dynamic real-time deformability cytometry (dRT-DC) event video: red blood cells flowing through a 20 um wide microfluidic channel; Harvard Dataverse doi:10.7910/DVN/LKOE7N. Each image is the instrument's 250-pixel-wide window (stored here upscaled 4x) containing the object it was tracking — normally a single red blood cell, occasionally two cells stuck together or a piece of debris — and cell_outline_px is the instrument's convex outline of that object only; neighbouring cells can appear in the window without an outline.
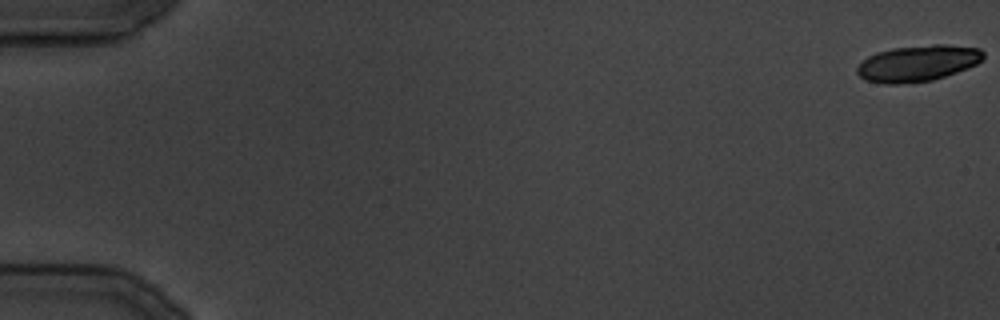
{"species": "common noctule bat (a hibernating species)", "species_latin": "Nyctalus noctula", "temperature_condition": "cold", "stored_images_in_passage": 33, "camera_frame_rate_fps": 3000, "um_per_image_px": 0.085, "animal": {"sex": "male", "body_mass_g": 19.5, "forearm_length_mm": 54.6}, "frame": {"image": 1, "passage_image": 1, "time_ms": 0.0, "image_size_px": [1000, 320], "cell_outline_px": [[984, 56], [976, 64], [956, 72], [932, 80], [900, 84], [884, 84], [864, 80], [856, 72], [856, 68], [868, 56], [876, 52], [892, 48], [932, 44], [944, 44], [980, 48], [984, 52]], "centroid_in_image_um": [77.98, 5.37], "position_along_channel_um": 7.0, "area_um2": 26.59}}
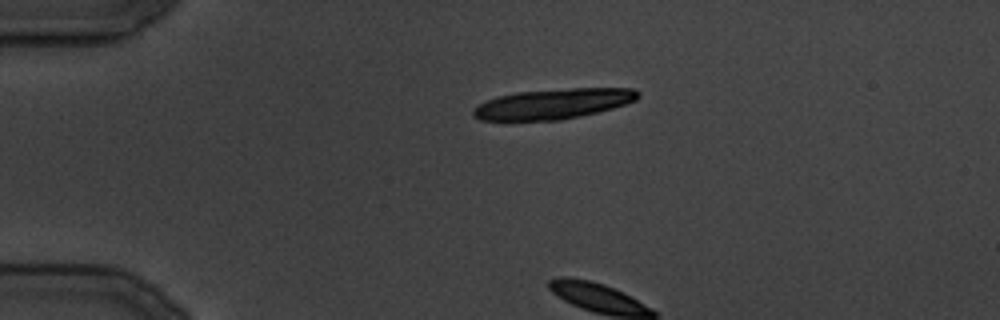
{"frame": {"image": 2, "passage_image": 30, "time_ms": 9.667, "image_size_px": [1000, 320], "cell_outline_px": [[640, 96], [636, 100], [612, 108], [580, 116], [560, 120], [480, 120], [472, 116], [472, 108], [496, 96], [516, 92], [572, 88], [632, 88], [640, 92]], "centroid_in_image_um": [47.0, 8.82], "position_along_channel_um": 38.0, "area_um2": 28.96}}